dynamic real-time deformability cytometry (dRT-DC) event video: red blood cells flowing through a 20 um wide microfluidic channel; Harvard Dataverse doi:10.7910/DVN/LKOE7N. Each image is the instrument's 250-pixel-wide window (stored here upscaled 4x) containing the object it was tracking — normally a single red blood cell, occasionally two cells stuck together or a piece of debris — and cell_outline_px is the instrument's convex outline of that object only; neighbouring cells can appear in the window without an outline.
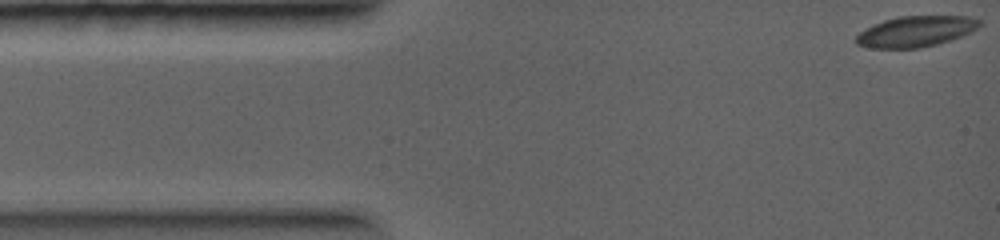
{"species": "common noctule bat (a hibernating species)", "species_latin": "Nyctalus noctula", "temperature_condition": "warm", "stored_images_in_passage": 31, "camera_frame_rate_fps": 5000, "um_per_image_px": 0.085, "animal": {"sex": "female", "body_mass_g": 19.0, "forearm_length_mm": 56.7}, "frame": {"image": 1, "passage_image": 1, "time_ms": 0.0, "image_size_px": [1000, 240], "cell_outline_px": [[980, 24], [972, 32], [936, 44], [920, 48], [872, 48], [856, 44], [856, 36], [860, 32], [884, 20], [900, 16], [968, 16], [980, 20]], "centroid_in_image_um": [77.84, 2.67], "position_along_channel_um": 7.2, "area_um2": 21.79}}
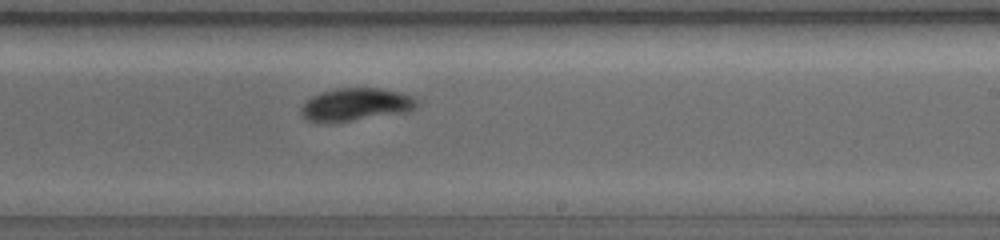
{"frame": {"image": 2, "passage_image": 16, "time_ms": 6.4, "image_size_px": [1000, 240], "cell_outline_px": [[416, 108], [408, 112], [328, 124], [316, 124], [300, 116], [300, 108], [312, 96], [320, 92], [336, 88], [380, 88], [400, 92], [416, 96]], "centroid_in_image_um": [30.21, 8.91], "position_along_channel_um": 258.8, "area_um2": 22.66}}
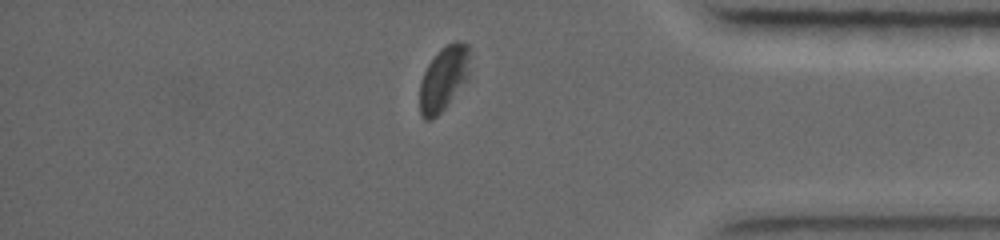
{"frame": {"image": 3, "passage_image": 28, "time_ms": 9.4, "image_size_px": [1000, 240], "cell_outline_px": [[468, 76], [444, 108], [432, 120], [424, 120], [420, 116], [420, 80], [428, 64], [440, 48], [452, 40], [460, 40], [468, 44]], "centroid_in_image_um": [37.67, 6.64], "position_along_channel_um": 397.5, "area_um2": 18.61}}